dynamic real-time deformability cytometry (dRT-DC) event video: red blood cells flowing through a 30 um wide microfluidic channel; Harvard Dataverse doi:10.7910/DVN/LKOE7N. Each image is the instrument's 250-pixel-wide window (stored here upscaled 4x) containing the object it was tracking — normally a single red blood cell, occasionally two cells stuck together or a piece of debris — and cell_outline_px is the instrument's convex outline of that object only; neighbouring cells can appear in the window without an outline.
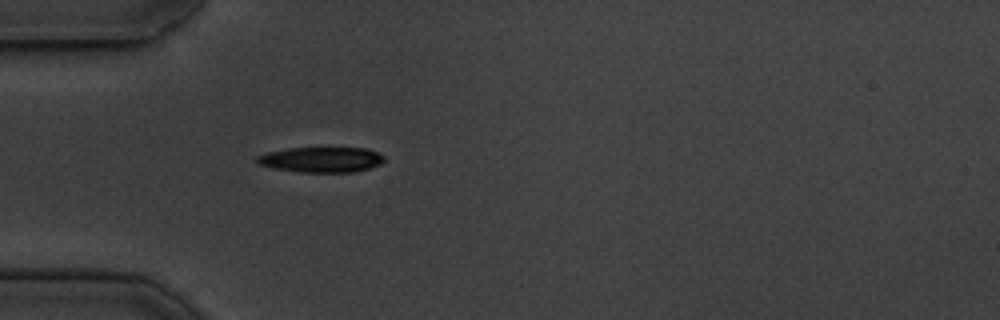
{"species": "common noctule bat (a hibernating species)", "species_latin": "Nyctalus noctula", "temperature_condition": "cold", "stored_images_in_passage": 39, "camera_frame_rate_fps": 3000, "um_per_image_px": 0.085, "animal": {"sex": "male", "body_mass_g": 19.5, "forearm_length_mm": 54.6}, "frame": {"image": 1, "passage_image": 1, "time_ms": 0.0, "image_size_px": [1000, 320], "cell_outline_px": [[384, 160], [380, 164], [356, 172], [300, 172], [272, 168], [256, 164], [256, 156], [268, 152], [288, 148], [364, 148], [376, 152], [384, 156]], "centroid_in_image_um": [27.27, 13.57], "position_along_channel_um": 57.7, "area_um2": 18.79}}
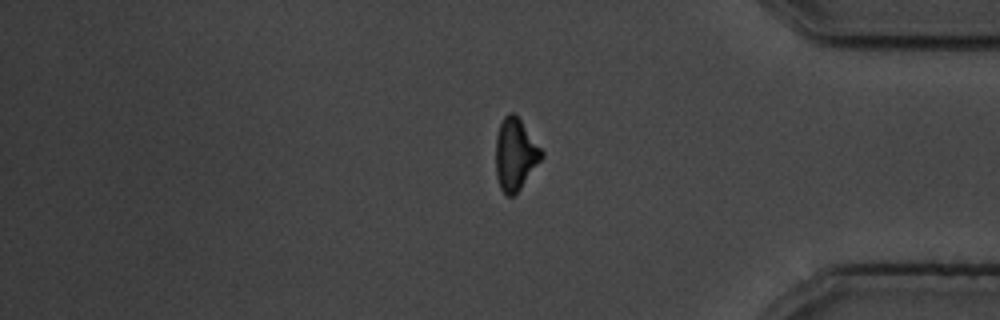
{"frame": {"image": 2, "passage_image": 30, "time_ms": 9.667, "image_size_px": [1000, 320], "cell_outline_px": [[544, 156], [520, 188], [512, 196], [504, 196], [500, 188], [496, 176], [496, 136], [500, 124], [504, 116], [508, 112], [512, 112], [520, 120], [544, 152]], "centroid_in_image_um": [43.78, 13.13], "position_along_channel_um": 391.4, "area_um2": 19.02}}
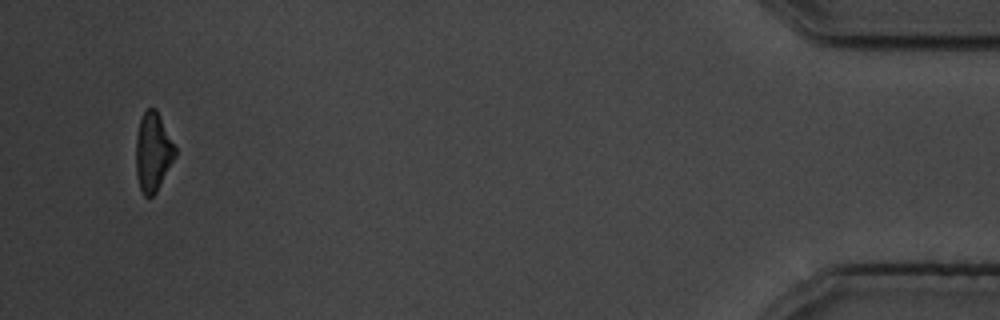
{"frame": {"image": 3, "passage_image": 37, "time_ms": 12.0, "image_size_px": [1000, 320], "cell_outline_px": [[176, 156], [156, 192], [152, 196], [144, 196], [140, 188], [136, 172], [136, 136], [140, 120], [144, 112], [148, 108], [156, 108], [176, 148]], "centroid_in_image_um": [13.0, 12.91], "position_along_channel_um": 422.2, "area_um2": 17.86}, "authors_computed_cell_mechanics": {"area_um2": 19.7098, "velocity_mm_per_s": 3.7128, "shape_relaxation_time_tau1_ms": 2.1893, "shape_relaxation_time_tau2_ms": null, "deformation_change_tau1": 0.126, "deformation_change_tau2": null}}